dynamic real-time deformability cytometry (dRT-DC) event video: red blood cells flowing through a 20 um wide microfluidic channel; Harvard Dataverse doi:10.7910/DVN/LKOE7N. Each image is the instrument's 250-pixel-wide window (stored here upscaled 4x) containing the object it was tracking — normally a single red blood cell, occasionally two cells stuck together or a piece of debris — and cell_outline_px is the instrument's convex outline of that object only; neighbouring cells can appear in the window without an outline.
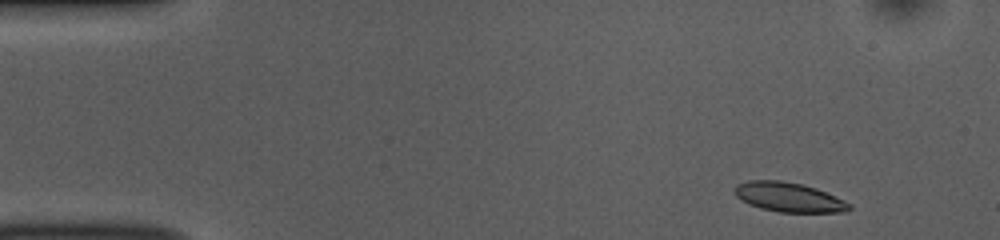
{"species": "common noctule bat (a hibernating species)", "species_latin": "Nyctalus noctula", "temperature_condition": "room temperature", "stored_images_in_passage": 49, "camera_frame_rate_fps": 3000, "um_per_image_px": 0.085, "animal": {"sex": "female", "body_mass_g": 10.0, "forearm_length_mm": 53.1}, "frame": {"image": 1, "passage_image": 2, "time_ms": 0.333, "image_size_px": [1000, 240], "cell_outline_px": [[852, 208], [848, 212], [780, 212], [760, 208], [748, 204], [740, 200], [736, 196], [736, 184], [748, 180], [780, 180], [804, 184], [816, 188], [844, 200], [852, 204]], "centroid_in_image_um": [67.07, 16.76], "position_along_channel_um": 17.9, "area_um2": 19.83}}
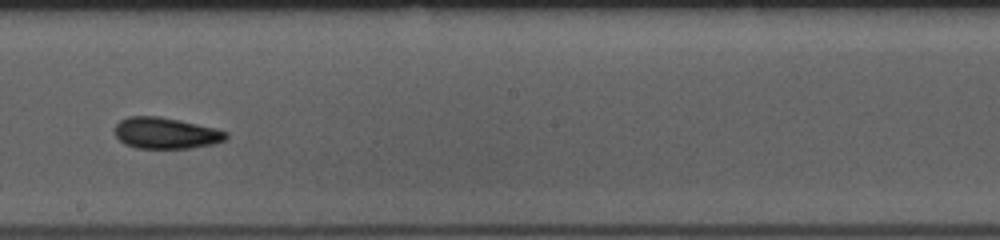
{"frame": {"image": 2, "passage_image": 26, "time_ms": 8.333, "image_size_px": [1000, 240], "cell_outline_px": [[228, 136], [224, 140], [212, 144], [188, 148], [136, 148], [124, 144], [116, 136], [116, 124], [120, 120], [128, 116], [160, 116], [180, 120], [228, 132]], "centroid_in_image_um": [14.06, 11.31], "position_along_channel_um": 234.1, "area_um2": 20.06}}
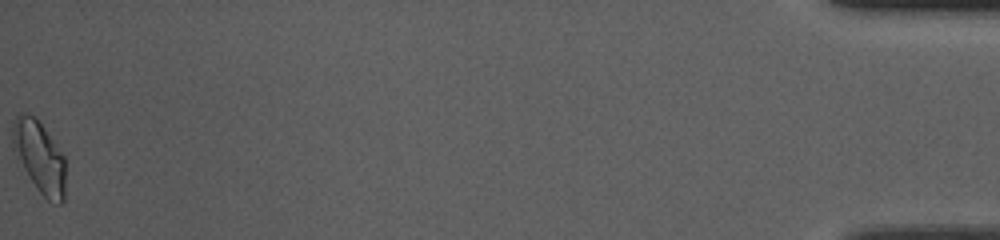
{"frame": {"image": 3, "passage_image": 49, "time_ms": 16.0, "image_size_px": [1000, 240], "cell_outline_px": [[64, 200], [60, 204], [56, 204], [48, 200], [36, 188], [12, 148], [12, 128], [16, 116], [20, 112], [24, 112], [32, 116], [44, 128], [64, 156]], "centroid_in_image_um": [3.34, 13.34], "position_along_channel_um": 431.9, "area_um2": 21.62}, "authors_computed_cell_mechanics": {"area_um2": 19.7676, "velocity_mm_per_s": 3.8476, "shape_relaxation_time_tau1_ms": 2.7991, "shape_relaxation_time_tau2_ms": 2.8401, "deformation_change_tau1": 0.1217, "deformation_change_tau2": 0.0977}}